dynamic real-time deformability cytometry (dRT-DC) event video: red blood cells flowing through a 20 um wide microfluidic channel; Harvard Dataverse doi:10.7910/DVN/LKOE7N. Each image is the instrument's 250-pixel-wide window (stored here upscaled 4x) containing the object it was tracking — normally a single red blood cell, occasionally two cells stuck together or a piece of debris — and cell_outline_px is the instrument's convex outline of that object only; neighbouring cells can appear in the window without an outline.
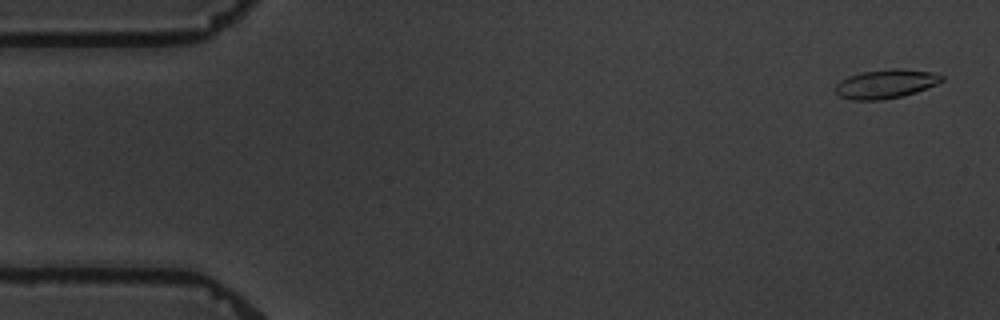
{"species": "common noctule bat (a hibernating species)", "species_latin": "Nyctalus noctula", "temperature_condition": "warm", "stored_images_in_passage": 5, "camera_frame_rate_fps": 3000, "um_per_image_px": 0.085, "animal": {"sex": "male", "body_mass_g": 19.5, "forearm_length_mm": 54.6}, "frame": {"image": 1, "passage_image": 1, "time_ms": 0.0, "image_size_px": [1000, 320], "cell_outline_px": [[944, 80], [936, 84], [916, 92], [904, 96], [884, 100], [852, 100], [840, 96], [836, 92], [836, 84], [840, 80], [848, 76], [860, 72], [892, 68], [900, 68], [932, 72], [944, 76]], "centroid_in_image_um": [75.29, 7.13], "position_along_channel_um": 9.7, "area_um2": 18.09}}
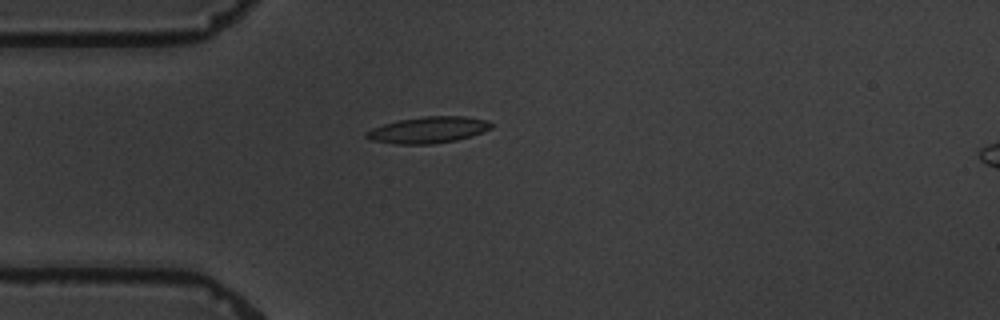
{"frame": {"image": 2, "passage_image": 5, "time_ms": 4.333, "image_size_px": [1000, 320], "cell_outline_px": [[492, 128], [456, 140], [432, 144], [396, 144], [372, 140], [364, 136], [364, 132], [372, 128], [384, 124], [400, 120], [424, 116], [464, 116], [488, 120], [492, 124]], "centroid_in_image_um": [36.37, 11.04], "position_along_channel_um": 48.6, "area_um2": 19.02}}